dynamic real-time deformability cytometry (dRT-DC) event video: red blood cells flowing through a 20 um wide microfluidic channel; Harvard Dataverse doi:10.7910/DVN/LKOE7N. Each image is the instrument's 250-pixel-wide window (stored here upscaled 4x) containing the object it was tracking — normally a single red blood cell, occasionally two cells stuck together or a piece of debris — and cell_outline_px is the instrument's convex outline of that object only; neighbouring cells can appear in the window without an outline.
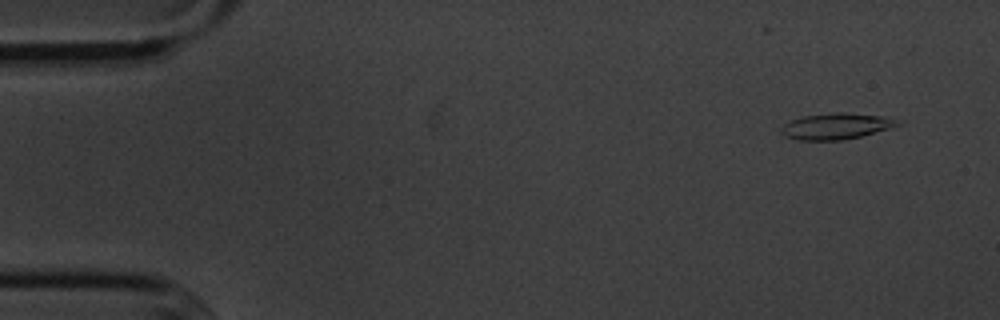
{"species": "common noctule bat (a hibernating species)", "species_latin": "Nyctalus noctula", "temperature_condition": "cold", "stored_images_in_passage": 53, "camera_frame_rate_fps": 3000, "um_per_image_px": 0.085, "animal": {"sex": "male", "body_mass_g": 20.1, "forearm_length_mm": 53.5}, "frame": {"image": 1, "passage_image": 2, "time_ms": 0.333, "image_size_px": [1000, 320], "cell_outline_px": [[904, 124], [860, 136], [840, 140], [800, 140], [784, 136], [780, 132], [780, 128], [784, 124], [792, 120], [804, 116], [836, 112], [848, 112], [880, 116], [904, 120]], "centroid_in_image_um": [71.11, 10.72], "position_along_channel_um": 13.9, "area_um2": 17.74}}
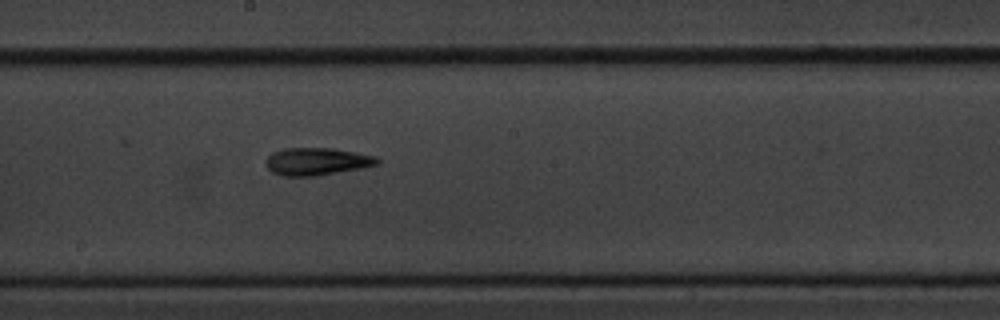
{"frame": {"image": 2, "passage_image": 28, "time_ms": 9.0, "image_size_px": [1000, 320], "cell_outline_px": [[380, 164], [360, 168], [316, 176], [284, 176], [272, 172], [264, 164], [264, 160], [272, 152], [284, 148], [332, 148], [376, 156], [380, 160]], "centroid_in_image_um": [26.9, 13.72], "position_along_channel_um": 221.3, "area_um2": 17.92}}
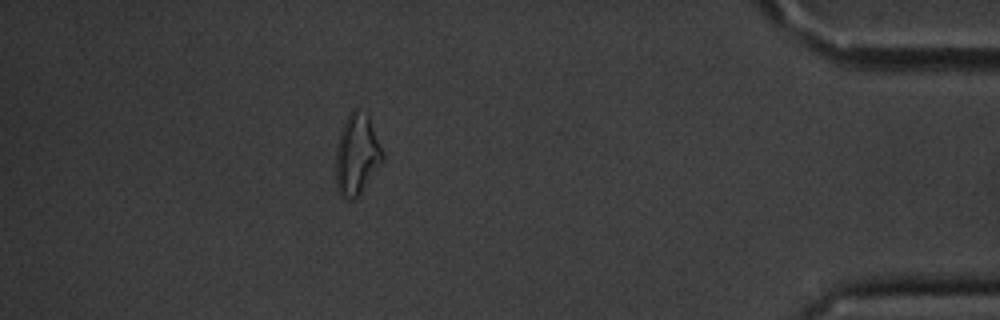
{"frame": {"image": 3, "passage_image": 47, "time_ms": 15.333, "image_size_px": [1000, 320], "cell_outline_px": [[384, 160], [360, 192], [352, 200], [348, 200], [340, 196], [336, 188], [336, 152], [340, 132], [344, 120], [352, 108], [356, 108], [368, 112], [384, 152]], "centroid_in_image_um": [30.34, 13.08], "position_along_channel_um": 404.9, "area_um2": 22.37}, "authors_computed_cell_mechanics": {"area_um2": 17.5712, "velocity_mm_per_s": 3.6234, "shape_relaxation_time_tau1_ms": 4.1311, "shape_relaxation_time_tau2_ms": 5.8054, "deformation_change_tau1": 0.1776, "deformation_change_tau2": 0.1767}}